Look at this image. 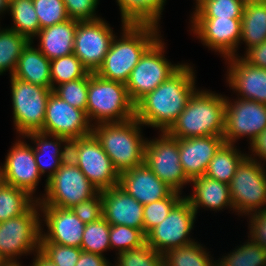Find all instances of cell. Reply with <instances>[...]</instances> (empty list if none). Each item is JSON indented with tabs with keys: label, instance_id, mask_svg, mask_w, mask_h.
<instances>
[{
	"label": "cell",
	"instance_id": "11",
	"mask_svg": "<svg viewBox=\"0 0 266 266\" xmlns=\"http://www.w3.org/2000/svg\"><path fill=\"white\" fill-rule=\"evenodd\" d=\"M164 42L159 38L140 58L125 83L131 101L136 104L146 94L166 81L182 64H172L164 55Z\"/></svg>",
	"mask_w": 266,
	"mask_h": 266
},
{
	"label": "cell",
	"instance_id": "34",
	"mask_svg": "<svg viewBox=\"0 0 266 266\" xmlns=\"http://www.w3.org/2000/svg\"><path fill=\"white\" fill-rule=\"evenodd\" d=\"M209 252L198 242L169 249L163 254L164 266H216Z\"/></svg>",
	"mask_w": 266,
	"mask_h": 266
},
{
	"label": "cell",
	"instance_id": "51",
	"mask_svg": "<svg viewBox=\"0 0 266 266\" xmlns=\"http://www.w3.org/2000/svg\"><path fill=\"white\" fill-rule=\"evenodd\" d=\"M6 10L9 12V0H0V15Z\"/></svg>",
	"mask_w": 266,
	"mask_h": 266
},
{
	"label": "cell",
	"instance_id": "21",
	"mask_svg": "<svg viewBox=\"0 0 266 266\" xmlns=\"http://www.w3.org/2000/svg\"><path fill=\"white\" fill-rule=\"evenodd\" d=\"M103 218L110 225H125L144 233L143 208L119 185L101 191Z\"/></svg>",
	"mask_w": 266,
	"mask_h": 266
},
{
	"label": "cell",
	"instance_id": "18",
	"mask_svg": "<svg viewBox=\"0 0 266 266\" xmlns=\"http://www.w3.org/2000/svg\"><path fill=\"white\" fill-rule=\"evenodd\" d=\"M41 174L35 161L33 147L18 139L8 151L4 166H0V180L28 192L34 197Z\"/></svg>",
	"mask_w": 266,
	"mask_h": 266
},
{
	"label": "cell",
	"instance_id": "49",
	"mask_svg": "<svg viewBox=\"0 0 266 266\" xmlns=\"http://www.w3.org/2000/svg\"><path fill=\"white\" fill-rule=\"evenodd\" d=\"M250 147V150H252L251 153L254 157H252V155L247 156L254 160H256L255 157L258 156L262 161H266V129L251 141Z\"/></svg>",
	"mask_w": 266,
	"mask_h": 266
},
{
	"label": "cell",
	"instance_id": "33",
	"mask_svg": "<svg viewBox=\"0 0 266 266\" xmlns=\"http://www.w3.org/2000/svg\"><path fill=\"white\" fill-rule=\"evenodd\" d=\"M30 41L10 28H0V75L9 70L13 75L23 49Z\"/></svg>",
	"mask_w": 266,
	"mask_h": 266
},
{
	"label": "cell",
	"instance_id": "44",
	"mask_svg": "<svg viewBox=\"0 0 266 266\" xmlns=\"http://www.w3.org/2000/svg\"><path fill=\"white\" fill-rule=\"evenodd\" d=\"M39 250L57 266H76L82 249L59 245L53 242H40Z\"/></svg>",
	"mask_w": 266,
	"mask_h": 266
},
{
	"label": "cell",
	"instance_id": "38",
	"mask_svg": "<svg viewBox=\"0 0 266 266\" xmlns=\"http://www.w3.org/2000/svg\"><path fill=\"white\" fill-rule=\"evenodd\" d=\"M110 224L102 217L101 219L86 223L80 248L82 251L104 255L111 249L109 240Z\"/></svg>",
	"mask_w": 266,
	"mask_h": 266
},
{
	"label": "cell",
	"instance_id": "50",
	"mask_svg": "<svg viewBox=\"0 0 266 266\" xmlns=\"http://www.w3.org/2000/svg\"><path fill=\"white\" fill-rule=\"evenodd\" d=\"M33 264L31 266H57L54 262L48 259L40 250L36 252Z\"/></svg>",
	"mask_w": 266,
	"mask_h": 266
},
{
	"label": "cell",
	"instance_id": "35",
	"mask_svg": "<svg viewBox=\"0 0 266 266\" xmlns=\"http://www.w3.org/2000/svg\"><path fill=\"white\" fill-rule=\"evenodd\" d=\"M244 5L243 0H200L191 18L241 19Z\"/></svg>",
	"mask_w": 266,
	"mask_h": 266
},
{
	"label": "cell",
	"instance_id": "13",
	"mask_svg": "<svg viewBox=\"0 0 266 266\" xmlns=\"http://www.w3.org/2000/svg\"><path fill=\"white\" fill-rule=\"evenodd\" d=\"M195 218L196 212L186 196H183L168 216L146 234V243L161 254L169 249L192 244L195 241L188 235L194 227Z\"/></svg>",
	"mask_w": 266,
	"mask_h": 266
},
{
	"label": "cell",
	"instance_id": "54",
	"mask_svg": "<svg viewBox=\"0 0 266 266\" xmlns=\"http://www.w3.org/2000/svg\"><path fill=\"white\" fill-rule=\"evenodd\" d=\"M6 266H21V264L20 265H6Z\"/></svg>",
	"mask_w": 266,
	"mask_h": 266
},
{
	"label": "cell",
	"instance_id": "43",
	"mask_svg": "<svg viewBox=\"0 0 266 266\" xmlns=\"http://www.w3.org/2000/svg\"><path fill=\"white\" fill-rule=\"evenodd\" d=\"M40 29L64 22L69 18L63 0H33Z\"/></svg>",
	"mask_w": 266,
	"mask_h": 266
},
{
	"label": "cell",
	"instance_id": "20",
	"mask_svg": "<svg viewBox=\"0 0 266 266\" xmlns=\"http://www.w3.org/2000/svg\"><path fill=\"white\" fill-rule=\"evenodd\" d=\"M243 56L228 59L227 83L240 99L266 104V69L248 63Z\"/></svg>",
	"mask_w": 266,
	"mask_h": 266
},
{
	"label": "cell",
	"instance_id": "15",
	"mask_svg": "<svg viewBox=\"0 0 266 266\" xmlns=\"http://www.w3.org/2000/svg\"><path fill=\"white\" fill-rule=\"evenodd\" d=\"M114 37L113 29L102 18L78 21L73 54L89 72H96L103 64Z\"/></svg>",
	"mask_w": 266,
	"mask_h": 266
},
{
	"label": "cell",
	"instance_id": "19",
	"mask_svg": "<svg viewBox=\"0 0 266 266\" xmlns=\"http://www.w3.org/2000/svg\"><path fill=\"white\" fill-rule=\"evenodd\" d=\"M39 207L48 228L46 233L41 228L40 242L80 248L85 223L71 209L48 205H39Z\"/></svg>",
	"mask_w": 266,
	"mask_h": 266
},
{
	"label": "cell",
	"instance_id": "23",
	"mask_svg": "<svg viewBox=\"0 0 266 266\" xmlns=\"http://www.w3.org/2000/svg\"><path fill=\"white\" fill-rule=\"evenodd\" d=\"M118 185L142 205L167 198L174 191L145 163L120 173Z\"/></svg>",
	"mask_w": 266,
	"mask_h": 266
},
{
	"label": "cell",
	"instance_id": "41",
	"mask_svg": "<svg viewBox=\"0 0 266 266\" xmlns=\"http://www.w3.org/2000/svg\"><path fill=\"white\" fill-rule=\"evenodd\" d=\"M181 194L180 192L173 191L167 198L144 205L143 221L145 235L168 216L173 206L182 198Z\"/></svg>",
	"mask_w": 266,
	"mask_h": 266
},
{
	"label": "cell",
	"instance_id": "2",
	"mask_svg": "<svg viewBox=\"0 0 266 266\" xmlns=\"http://www.w3.org/2000/svg\"><path fill=\"white\" fill-rule=\"evenodd\" d=\"M121 28V38L115 35L103 64L95 73L125 84L143 54L162 36L159 27L149 24H123Z\"/></svg>",
	"mask_w": 266,
	"mask_h": 266
},
{
	"label": "cell",
	"instance_id": "25",
	"mask_svg": "<svg viewBox=\"0 0 266 266\" xmlns=\"http://www.w3.org/2000/svg\"><path fill=\"white\" fill-rule=\"evenodd\" d=\"M193 194L186 198L189 200L193 210L198 212L201 207L210 208L213 211H220L224 207L233 209L229 184L209 178L206 175L193 178Z\"/></svg>",
	"mask_w": 266,
	"mask_h": 266
},
{
	"label": "cell",
	"instance_id": "52",
	"mask_svg": "<svg viewBox=\"0 0 266 266\" xmlns=\"http://www.w3.org/2000/svg\"><path fill=\"white\" fill-rule=\"evenodd\" d=\"M245 4L247 3H259V2H266V0H243Z\"/></svg>",
	"mask_w": 266,
	"mask_h": 266
},
{
	"label": "cell",
	"instance_id": "39",
	"mask_svg": "<svg viewBox=\"0 0 266 266\" xmlns=\"http://www.w3.org/2000/svg\"><path fill=\"white\" fill-rule=\"evenodd\" d=\"M117 262L113 266H164L163 254L147 243L136 249L117 253Z\"/></svg>",
	"mask_w": 266,
	"mask_h": 266
},
{
	"label": "cell",
	"instance_id": "9",
	"mask_svg": "<svg viewBox=\"0 0 266 266\" xmlns=\"http://www.w3.org/2000/svg\"><path fill=\"white\" fill-rule=\"evenodd\" d=\"M13 122L19 135L24 137L30 132L43 129L46 105L50 88L27 83L10 76Z\"/></svg>",
	"mask_w": 266,
	"mask_h": 266
},
{
	"label": "cell",
	"instance_id": "16",
	"mask_svg": "<svg viewBox=\"0 0 266 266\" xmlns=\"http://www.w3.org/2000/svg\"><path fill=\"white\" fill-rule=\"evenodd\" d=\"M40 132L71 141L91 135L92 125L83 110L71 106L52 92L47 101L44 125Z\"/></svg>",
	"mask_w": 266,
	"mask_h": 266
},
{
	"label": "cell",
	"instance_id": "28",
	"mask_svg": "<svg viewBox=\"0 0 266 266\" xmlns=\"http://www.w3.org/2000/svg\"><path fill=\"white\" fill-rule=\"evenodd\" d=\"M166 0H116L123 24L159 26Z\"/></svg>",
	"mask_w": 266,
	"mask_h": 266
},
{
	"label": "cell",
	"instance_id": "14",
	"mask_svg": "<svg viewBox=\"0 0 266 266\" xmlns=\"http://www.w3.org/2000/svg\"><path fill=\"white\" fill-rule=\"evenodd\" d=\"M233 102L226 97L225 143L235 144L237 139L246 136L251 143L266 129V104L240 98Z\"/></svg>",
	"mask_w": 266,
	"mask_h": 266
},
{
	"label": "cell",
	"instance_id": "36",
	"mask_svg": "<svg viewBox=\"0 0 266 266\" xmlns=\"http://www.w3.org/2000/svg\"><path fill=\"white\" fill-rule=\"evenodd\" d=\"M88 73L89 70L73 53L50 60L52 90L57 84L60 85L69 81L83 78Z\"/></svg>",
	"mask_w": 266,
	"mask_h": 266
},
{
	"label": "cell",
	"instance_id": "45",
	"mask_svg": "<svg viewBox=\"0 0 266 266\" xmlns=\"http://www.w3.org/2000/svg\"><path fill=\"white\" fill-rule=\"evenodd\" d=\"M70 209L85 224L101 219L103 217L101 191H99L94 197L80 202Z\"/></svg>",
	"mask_w": 266,
	"mask_h": 266
},
{
	"label": "cell",
	"instance_id": "7",
	"mask_svg": "<svg viewBox=\"0 0 266 266\" xmlns=\"http://www.w3.org/2000/svg\"><path fill=\"white\" fill-rule=\"evenodd\" d=\"M45 185L44 196L37 198L39 205L64 209H70L99 192L69 157Z\"/></svg>",
	"mask_w": 266,
	"mask_h": 266
},
{
	"label": "cell",
	"instance_id": "30",
	"mask_svg": "<svg viewBox=\"0 0 266 266\" xmlns=\"http://www.w3.org/2000/svg\"><path fill=\"white\" fill-rule=\"evenodd\" d=\"M248 154L239 152L234 144L224 143L209 163L205 175L209 178L229 184L238 165Z\"/></svg>",
	"mask_w": 266,
	"mask_h": 266
},
{
	"label": "cell",
	"instance_id": "47",
	"mask_svg": "<svg viewBox=\"0 0 266 266\" xmlns=\"http://www.w3.org/2000/svg\"><path fill=\"white\" fill-rule=\"evenodd\" d=\"M243 58L253 66L266 69V41L250 48Z\"/></svg>",
	"mask_w": 266,
	"mask_h": 266
},
{
	"label": "cell",
	"instance_id": "1",
	"mask_svg": "<svg viewBox=\"0 0 266 266\" xmlns=\"http://www.w3.org/2000/svg\"><path fill=\"white\" fill-rule=\"evenodd\" d=\"M194 69L182 66L135 104V118L148 127L167 132L197 90Z\"/></svg>",
	"mask_w": 266,
	"mask_h": 266
},
{
	"label": "cell",
	"instance_id": "42",
	"mask_svg": "<svg viewBox=\"0 0 266 266\" xmlns=\"http://www.w3.org/2000/svg\"><path fill=\"white\" fill-rule=\"evenodd\" d=\"M109 240L111 250L117 253L136 249L146 243V235L140 230L125 225H110Z\"/></svg>",
	"mask_w": 266,
	"mask_h": 266
},
{
	"label": "cell",
	"instance_id": "8",
	"mask_svg": "<svg viewBox=\"0 0 266 266\" xmlns=\"http://www.w3.org/2000/svg\"><path fill=\"white\" fill-rule=\"evenodd\" d=\"M259 161L246 156L229 183L233 209L238 214L248 216L266 209V170Z\"/></svg>",
	"mask_w": 266,
	"mask_h": 266
},
{
	"label": "cell",
	"instance_id": "32",
	"mask_svg": "<svg viewBox=\"0 0 266 266\" xmlns=\"http://www.w3.org/2000/svg\"><path fill=\"white\" fill-rule=\"evenodd\" d=\"M9 11L14 24L10 29L33 42L34 37L41 30L33 0L9 1Z\"/></svg>",
	"mask_w": 266,
	"mask_h": 266
},
{
	"label": "cell",
	"instance_id": "26",
	"mask_svg": "<svg viewBox=\"0 0 266 266\" xmlns=\"http://www.w3.org/2000/svg\"><path fill=\"white\" fill-rule=\"evenodd\" d=\"M77 24L78 20L68 19L41 29L38 49L49 60L72 54Z\"/></svg>",
	"mask_w": 266,
	"mask_h": 266
},
{
	"label": "cell",
	"instance_id": "22",
	"mask_svg": "<svg viewBox=\"0 0 266 266\" xmlns=\"http://www.w3.org/2000/svg\"><path fill=\"white\" fill-rule=\"evenodd\" d=\"M225 143L223 136H200L179 139L181 166L192 180L205 175L215 153Z\"/></svg>",
	"mask_w": 266,
	"mask_h": 266
},
{
	"label": "cell",
	"instance_id": "5",
	"mask_svg": "<svg viewBox=\"0 0 266 266\" xmlns=\"http://www.w3.org/2000/svg\"><path fill=\"white\" fill-rule=\"evenodd\" d=\"M86 115L92 126L123 122L135 118V104L131 101L124 83L89 72ZM93 119L96 122L94 124L91 123Z\"/></svg>",
	"mask_w": 266,
	"mask_h": 266
},
{
	"label": "cell",
	"instance_id": "48",
	"mask_svg": "<svg viewBox=\"0 0 266 266\" xmlns=\"http://www.w3.org/2000/svg\"><path fill=\"white\" fill-rule=\"evenodd\" d=\"M76 266H112L105 256L81 251Z\"/></svg>",
	"mask_w": 266,
	"mask_h": 266
},
{
	"label": "cell",
	"instance_id": "37",
	"mask_svg": "<svg viewBox=\"0 0 266 266\" xmlns=\"http://www.w3.org/2000/svg\"><path fill=\"white\" fill-rule=\"evenodd\" d=\"M216 266H266V249L249 239L232 253L216 260Z\"/></svg>",
	"mask_w": 266,
	"mask_h": 266
},
{
	"label": "cell",
	"instance_id": "10",
	"mask_svg": "<svg viewBox=\"0 0 266 266\" xmlns=\"http://www.w3.org/2000/svg\"><path fill=\"white\" fill-rule=\"evenodd\" d=\"M69 158L98 191L119 184V172L93 134L69 141Z\"/></svg>",
	"mask_w": 266,
	"mask_h": 266
},
{
	"label": "cell",
	"instance_id": "12",
	"mask_svg": "<svg viewBox=\"0 0 266 266\" xmlns=\"http://www.w3.org/2000/svg\"><path fill=\"white\" fill-rule=\"evenodd\" d=\"M144 163L174 191L182 193L183 185L191 182L181 166L179 139L161 132L159 138L146 141Z\"/></svg>",
	"mask_w": 266,
	"mask_h": 266
},
{
	"label": "cell",
	"instance_id": "4",
	"mask_svg": "<svg viewBox=\"0 0 266 266\" xmlns=\"http://www.w3.org/2000/svg\"><path fill=\"white\" fill-rule=\"evenodd\" d=\"M141 126L143 125L136 118L92 126V134L119 174L144 163L147 139H143Z\"/></svg>",
	"mask_w": 266,
	"mask_h": 266
},
{
	"label": "cell",
	"instance_id": "24",
	"mask_svg": "<svg viewBox=\"0 0 266 266\" xmlns=\"http://www.w3.org/2000/svg\"><path fill=\"white\" fill-rule=\"evenodd\" d=\"M26 137L34 141L36 147L33 146V153L38 170L41 175L48 172L46 181L49 180L69 157V141L64 137L42 132H30L24 136ZM49 137L51 141H48ZM61 144L64 145L63 148Z\"/></svg>",
	"mask_w": 266,
	"mask_h": 266
},
{
	"label": "cell",
	"instance_id": "27",
	"mask_svg": "<svg viewBox=\"0 0 266 266\" xmlns=\"http://www.w3.org/2000/svg\"><path fill=\"white\" fill-rule=\"evenodd\" d=\"M32 43L30 41L23 49L12 76L52 90L50 60L38 48H34Z\"/></svg>",
	"mask_w": 266,
	"mask_h": 266
},
{
	"label": "cell",
	"instance_id": "53",
	"mask_svg": "<svg viewBox=\"0 0 266 266\" xmlns=\"http://www.w3.org/2000/svg\"><path fill=\"white\" fill-rule=\"evenodd\" d=\"M7 264L0 258V266H6Z\"/></svg>",
	"mask_w": 266,
	"mask_h": 266
},
{
	"label": "cell",
	"instance_id": "17",
	"mask_svg": "<svg viewBox=\"0 0 266 266\" xmlns=\"http://www.w3.org/2000/svg\"><path fill=\"white\" fill-rule=\"evenodd\" d=\"M191 24V31L208 48L219 52L225 59L239 56L236 52L242 43L241 19L192 18Z\"/></svg>",
	"mask_w": 266,
	"mask_h": 266
},
{
	"label": "cell",
	"instance_id": "29",
	"mask_svg": "<svg viewBox=\"0 0 266 266\" xmlns=\"http://www.w3.org/2000/svg\"><path fill=\"white\" fill-rule=\"evenodd\" d=\"M246 52L266 41V2L247 3L241 18V39Z\"/></svg>",
	"mask_w": 266,
	"mask_h": 266
},
{
	"label": "cell",
	"instance_id": "46",
	"mask_svg": "<svg viewBox=\"0 0 266 266\" xmlns=\"http://www.w3.org/2000/svg\"><path fill=\"white\" fill-rule=\"evenodd\" d=\"M70 19L78 21H94L99 19L96 8L99 0H63ZM96 15V16H95Z\"/></svg>",
	"mask_w": 266,
	"mask_h": 266
},
{
	"label": "cell",
	"instance_id": "40",
	"mask_svg": "<svg viewBox=\"0 0 266 266\" xmlns=\"http://www.w3.org/2000/svg\"><path fill=\"white\" fill-rule=\"evenodd\" d=\"M89 73L80 79L55 86L53 93L71 106L86 113Z\"/></svg>",
	"mask_w": 266,
	"mask_h": 266
},
{
	"label": "cell",
	"instance_id": "31",
	"mask_svg": "<svg viewBox=\"0 0 266 266\" xmlns=\"http://www.w3.org/2000/svg\"><path fill=\"white\" fill-rule=\"evenodd\" d=\"M36 202L37 197L0 180V222L26 213Z\"/></svg>",
	"mask_w": 266,
	"mask_h": 266
},
{
	"label": "cell",
	"instance_id": "6",
	"mask_svg": "<svg viewBox=\"0 0 266 266\" xmlns=\"http://www.w3.org/2000/svg\"><path fill=\"white\" fill-rule=\"evenodd\" d=\"M38 201L24 214L0 222V258L7 265H20L23 254L40 248L41 228Z\"/></svg>",
	"mask_w": 266,
	"mask_h": 266
},
{
	"label": "cell",
	"instance_id": "3",
	"mask_svg": "<svg viewBox=\"0 0 266 266\" xmlns=\"http://www.w3.org/2000/svg\"><path fill=\"white\" fill-rule=\"evenodd\" d=\"M226 97L198 89L167 133L177 139L223 136Z\"/></svg>",
	"mask_w": 266,
	"mask_h": 266
}]
</instances>
